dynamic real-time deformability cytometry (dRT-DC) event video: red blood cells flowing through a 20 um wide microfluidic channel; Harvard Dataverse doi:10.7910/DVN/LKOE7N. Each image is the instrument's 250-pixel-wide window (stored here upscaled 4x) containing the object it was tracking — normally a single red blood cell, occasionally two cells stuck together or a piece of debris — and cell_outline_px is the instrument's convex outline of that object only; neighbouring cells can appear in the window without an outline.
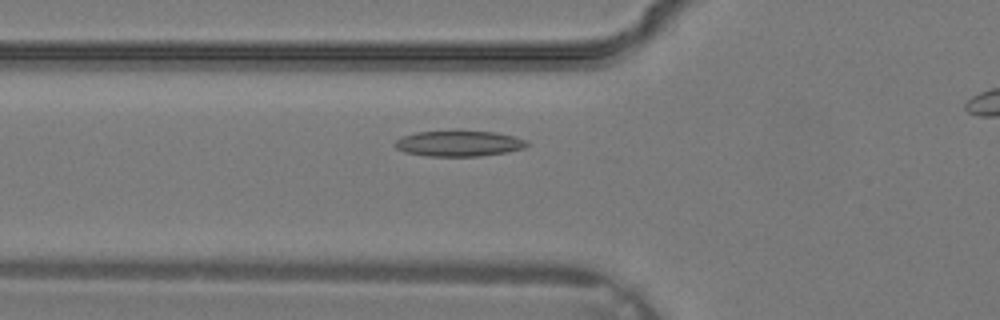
{"species": "common noctule bat (a hibernating species)", "species_latin": "Nyctalus noctula", "temperature_condition": "warm", "stored_images_in_passage": 34, "camera_frame_rate_fps": 3000, "um_per_image_px": 0.085, "animal": {"sex": "male", "body_mass_g": 19.2, "forearm_length_mm": 51.8}, "frame": {"image": 1, "passage_image": 14, "time_ms": 4.333, "image_size_px": [1000, 320], "cell_outline_px": [[528, 144], [524, 148], [508, 152], [480, 156], [428, 156], [404, 152], [396, 148], [392, 144], [396, 140], [404, 136], [416, 132], [496, 132], [528, 140]], "centroid_in_image_um": [39.01, 12.22], "position_along_channel_um": 86.8, "area_um2": 19.48}}
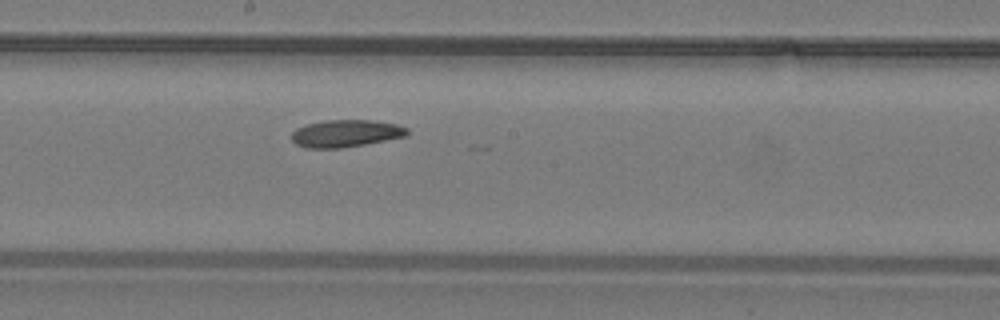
{"frame": {"image": 2, "passage_image": 21, "time_ms": 6.667, "image_size_px": [1000, 320], "cell_outline_px": [[408, 136], [364, 144], [340, 148], [304, 148], [296, 144], [292, 140], [292, 132], [296, 128], [308, 124], [324, 120], [372, 120], [396, 124], [408, 128]], "centroid_in_image_um": [29.39, 11.34], "position_along_channel_um": 218.8, "area_um2": 18.38}}
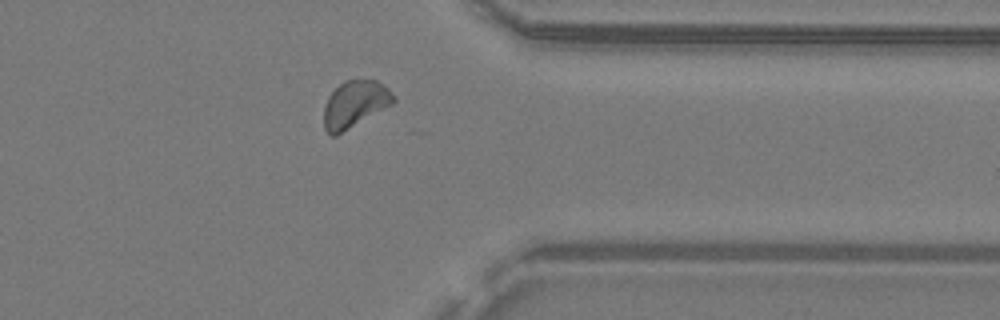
{"frame": {"image": 3, "passage_image": 30, "time_ms": 9.667, "image_size_px": [1000, 320], "cell_outline_px": [[396, 100], [392, 104], [336, 136], [332, 136], [324, 128], [324, 108], [328, 96], [344, 80], [376, 80], [388, 88]], "centroid_in_image_um": [30.14, 8.85], "position_along_channel_um": 381.3, "area_um2": 18.73}}